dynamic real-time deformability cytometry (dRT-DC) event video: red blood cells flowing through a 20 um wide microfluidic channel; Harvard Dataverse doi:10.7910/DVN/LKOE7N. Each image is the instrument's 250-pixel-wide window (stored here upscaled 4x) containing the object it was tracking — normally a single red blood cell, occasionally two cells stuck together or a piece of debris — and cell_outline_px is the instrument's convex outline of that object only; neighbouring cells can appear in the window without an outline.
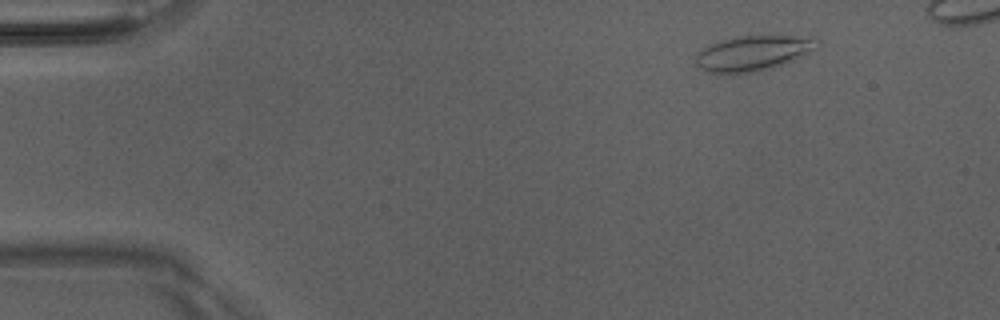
{"species": "Egyptian fruit bat (a non-hibernating species)", "species_latin": "Rousettus aegyptiacus", "temperature_condition": "room temperature", "stored_images_in_passage": 42, "camera_frame_rate_fps": 3000, "um_per_image_px": 0.085, "animal": {"sex": "male"}, "frame": {"image": 1, "passage_image": 1, "time_ms": 0.0, "image_size_px": [1000, 320], "cell_outline_px": [[820, 44], [800, 56], [784, 64], [772, 68], [756, 72], [708, 72], [700, 68], [696, 64], [696, 52], [720, 40], [736, 36], [792, 36], [816, 40]], "centroid_in_image_um": [63.93, 4.52], "position_along_channel_um": 21.1, "area_um2": 24.16}}
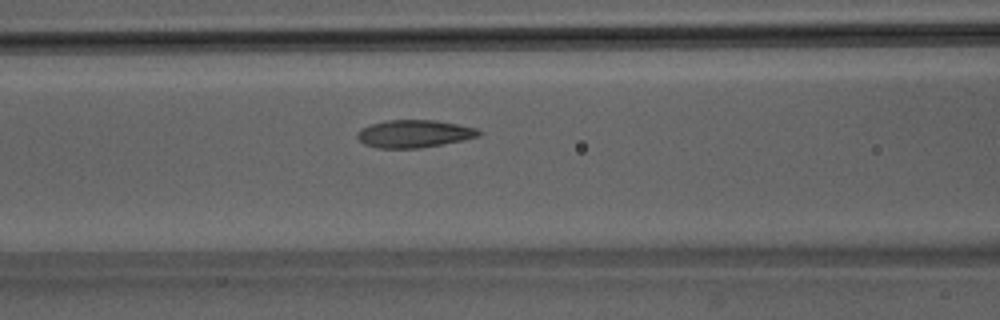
{"frame": {"image": 2, "passage_image": 16, "time_ms": 5.0, "image_size_px": [1000, 320], "cell_outline_px": [[484, 132], [480, 136], [420, 148], [376, 148], [364, 144], [356, 136], [356, 132], [360, 128], [384, 120], [436, 120], [476, 128]], "centroid_in_image_um": [35.17, 11.36], "position_along_channel_um": 131.4, "area_um2": 19.54}}
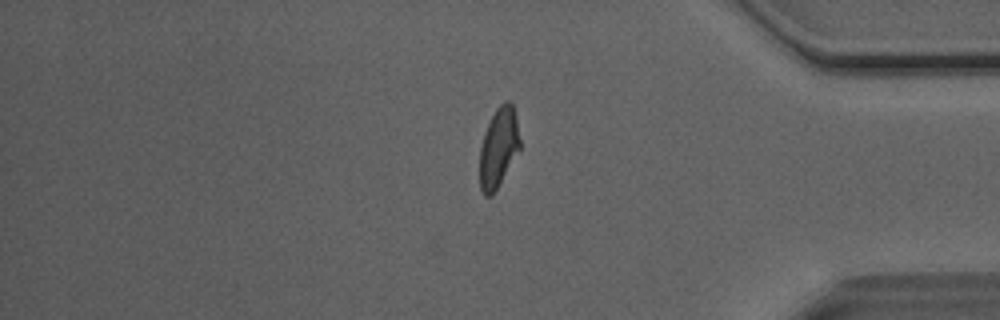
{"frame": {"image": 3, "passage_image": 37, "time_ms": 12.0, "image_size_px": [1000, 320], "cell_outline_px": [[520, 148], [492, 196], [484, 196], [480, 188], [480, 148], [484, 132], [496, 108], [504, 100], [508, 100], [512, 104], [516, 116], [520, 140]], "centroid_in_image_um": [42.37, 12.52], "position_along_channel_um": 392.8, "area_um2": 18.5}}